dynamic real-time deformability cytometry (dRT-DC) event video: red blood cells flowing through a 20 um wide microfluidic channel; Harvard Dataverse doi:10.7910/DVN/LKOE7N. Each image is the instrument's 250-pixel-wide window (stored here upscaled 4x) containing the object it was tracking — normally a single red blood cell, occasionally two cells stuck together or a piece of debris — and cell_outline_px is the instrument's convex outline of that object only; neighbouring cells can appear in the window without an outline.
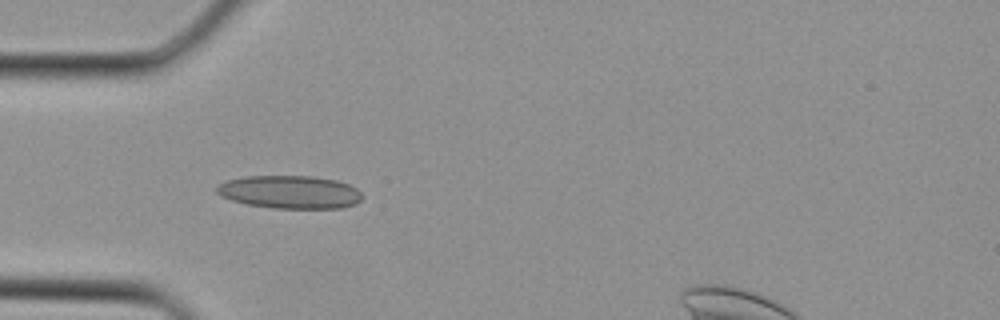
{"species": "Egyptian fruit bat (a non-hibernating species)", "species_latin": "Rousettus aegyptiacus", "temperature_condition": "cold", "stored_images_in_passage": 4, "camera_frame_rate_fps": 3000, "um_per_image_px": 0.085, "animal": {"sex": "female"}, "frame": {"image": 1, "passage_image": 3, "time_ms": 0.667, "image_size_px": [1000, 320], "cell_outline_px": [[360, 200], [356, 204], [340, 208], [272, 208], [248, 204], [232, 200], [216, 192], [216, 184], [228, 180], [244, 176], [312, 176], [336, 180], [348, 184], [356, 188], [360, 192]], "centroid_in_image_um": [24.63, 16.32], "position_along_channel_um": 60.4, "area_um2": 27.86}}
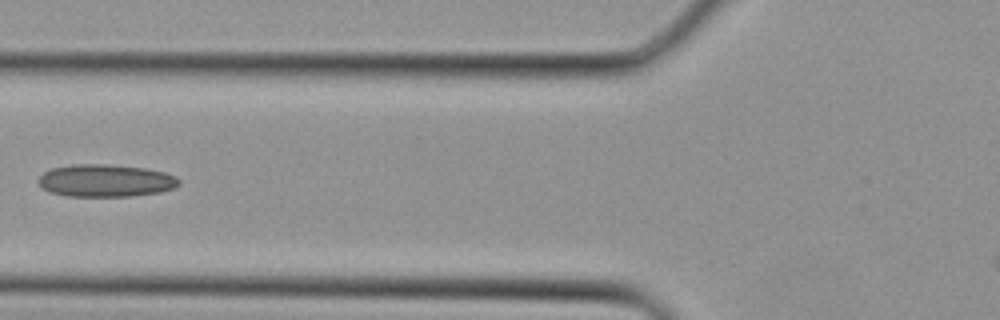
{"frame": {"image": 2, "passage_image": 4, "time_ms": 1.0, "image_size_px": [1000, 320], "cell_outline_px": [[180, 184], [172, 188], [160, 192], [128, 196], [68, 196], [52, 192], [44, 188], [36, 180], [44, 172], [52, 168], [72, 164], [108, 164], [144, 168], [164, 172], [176, 176], [180, 180]], "centroid_in_image_um": [8.98, 15.34], "position_along_channel_um": 116.8, "area_um2": 26.47}}